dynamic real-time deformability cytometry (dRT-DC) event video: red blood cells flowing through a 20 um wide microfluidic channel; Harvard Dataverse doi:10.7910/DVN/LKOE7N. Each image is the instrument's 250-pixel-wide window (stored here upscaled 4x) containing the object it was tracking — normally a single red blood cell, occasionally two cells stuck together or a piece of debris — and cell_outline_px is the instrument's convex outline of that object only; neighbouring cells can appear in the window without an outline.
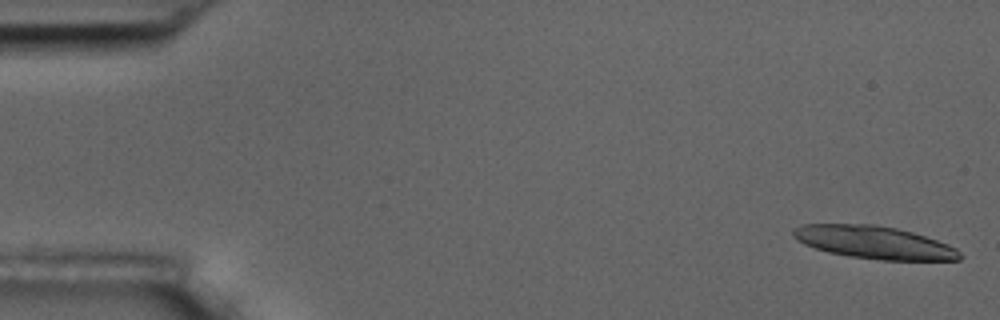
{"species": "common noctule bat (a hibernating species)", "species_latin": "Nyctalus noctula", "temperature_condition": "room temperature", "stored_images_in_passage": 5, "segment_of_instrument_passage": [2, 2], "camera_frame_rate_fps": 3000, "um_per_image_px": 0.085, "animal": {"sex": "male", "body_mass_g": 17.5, "forearm_length_mm": 52.3}, "frame": {"image": 1, "passage_image": 5, "time_ms": 4.667, "image_size_px": [1000, 320], "cell_outline_px": [[964, 256], [960, 260], [880, 260], [848, 256], [828, 252], [804, 244], [792, 236], [792, 232], [800, 224], [876, 224], [896, 228], [912, 232], [948, 244], [956, 248]], "centroid_in_image_um": [74.32, 20.6], "position_along_channel_um": 10.7, "area_um2": 31.79}}